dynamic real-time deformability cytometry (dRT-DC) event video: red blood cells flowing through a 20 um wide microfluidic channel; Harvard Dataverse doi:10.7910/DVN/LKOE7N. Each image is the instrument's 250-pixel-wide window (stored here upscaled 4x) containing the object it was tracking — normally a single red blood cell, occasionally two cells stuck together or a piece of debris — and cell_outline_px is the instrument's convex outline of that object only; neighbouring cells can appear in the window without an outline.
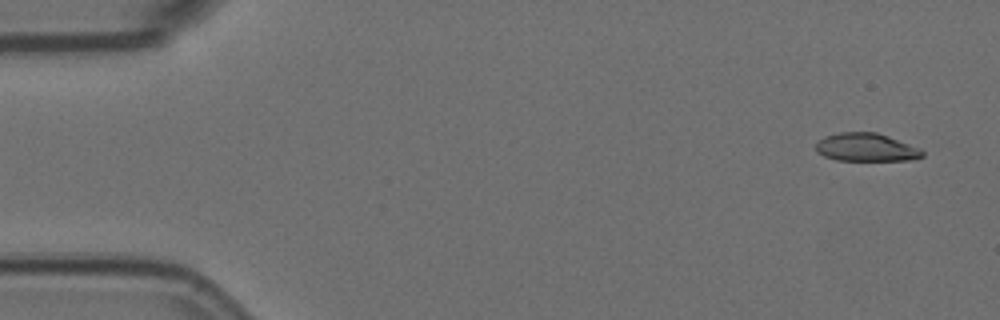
{"species": "Egyptian fruit bat (a non-hibernating species)", "species_latin": "Rousettus aegyptiacus", "temperature_condition": "room temperature", "stored_images_in_passage": 5, "camera_frame_rate_fps": 3000, "um_per_image_px": 0.085, "animal": {"sex": "female"}, "frame": {"image": 1, "passage_image": 1, "time_ms": 0.0, "image_size_px": [1000, 320], "cell_outline_px": [[924, 156], [912, 160], [836, 160], [824, 156], [816, 152], [816, 144], [824, 136], [840, 132], [876, 132], [888, 136], [920, 148], [924, 152]], "centroid_in_image_um": [73.63, 12.52], "position_along_channel_um": 11.4, "area_um2": 17.46}}
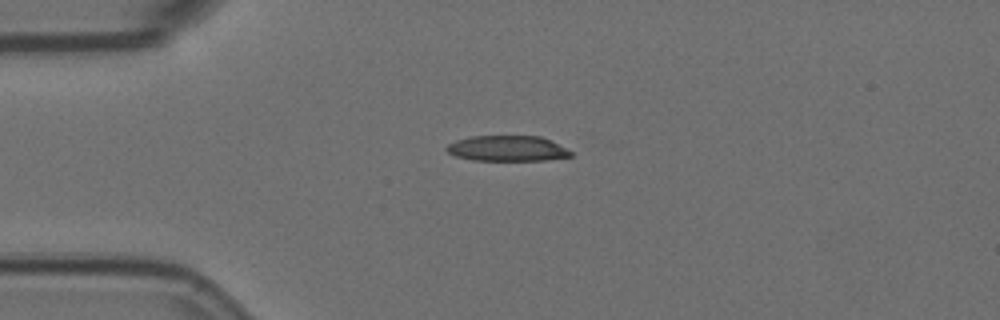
{"frame": {"image": 2, "passage_image": 4, "time_ms": 1.0, "image_size_px": [1000, 320], "cell_outline_px": [[572, 156], [544, 160], [472, 160], [456, 156], [448, 152], [444, 148], [448, 144], [456, 140], [472, 136], [540, 136], [572, 152]], "centroid_in_image_um": [43.07, 12.62], "position_along_channel_um": 41.9, "area_um2": 18.21}}